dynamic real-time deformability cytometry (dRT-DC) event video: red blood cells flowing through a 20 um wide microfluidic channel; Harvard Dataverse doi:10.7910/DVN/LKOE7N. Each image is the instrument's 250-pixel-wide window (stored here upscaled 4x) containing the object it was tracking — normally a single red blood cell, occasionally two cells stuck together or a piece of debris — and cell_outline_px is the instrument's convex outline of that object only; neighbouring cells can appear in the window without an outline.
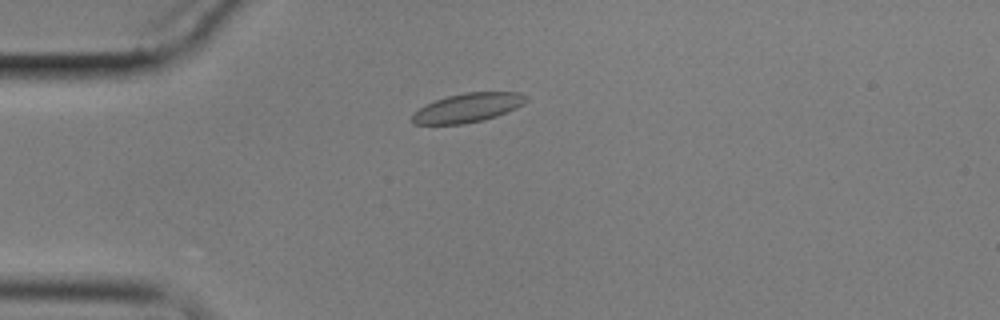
{"species": "common noctule bat (a hibernating species)", "species_latin": "Nyctalus noctula", "temperature_condition": "cold", "stored_images_in_passage": 6, "camera_frame_rate_fps": 3000, "um_per_image_px": 0.085, "animal": {"sex": "male", "body_mass_g": 17.9}, "frame": {"image": 1, "passage_image": 4, "time_ms": 3.667, "image_size_px": [1000, 320], "cell_outline_px": [[528, 100], [524, 104], [516, 108], [496, 116], [484, 120], [460, 124], [412, 124], [412, 116], [420, 108], [436, 100], [448, 96], [464, 92], [520, 92], [528, 96]], "centroid_in_image_um": [39.81, 9.15], "position_along_channel_um": 45.2, "area_um2": 19.13}}
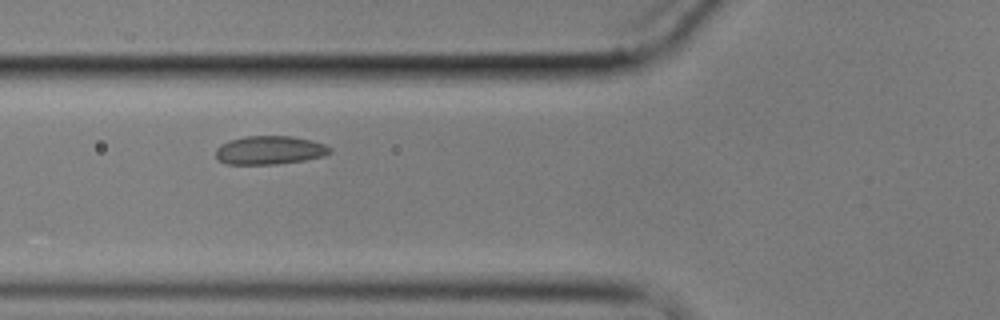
{"frame": {"image": 2, "passage_image": 6, "time_ms": 6.0, "image_size_px": [1000, 320], "cell_outline_px": [[332, 152], [324, 156], [304, 160], [276, 164], [228, 164], [220, 160], [216, 156], [216, 148], [220, 144], [228, 140], [244, 136], [292, 136], [312, 140], [324, 144], [332, 148]], "centroid_in_image_um": [22.93, 12.75], "position_along_channel_um": 102.9, "area_um2": 19.07}}